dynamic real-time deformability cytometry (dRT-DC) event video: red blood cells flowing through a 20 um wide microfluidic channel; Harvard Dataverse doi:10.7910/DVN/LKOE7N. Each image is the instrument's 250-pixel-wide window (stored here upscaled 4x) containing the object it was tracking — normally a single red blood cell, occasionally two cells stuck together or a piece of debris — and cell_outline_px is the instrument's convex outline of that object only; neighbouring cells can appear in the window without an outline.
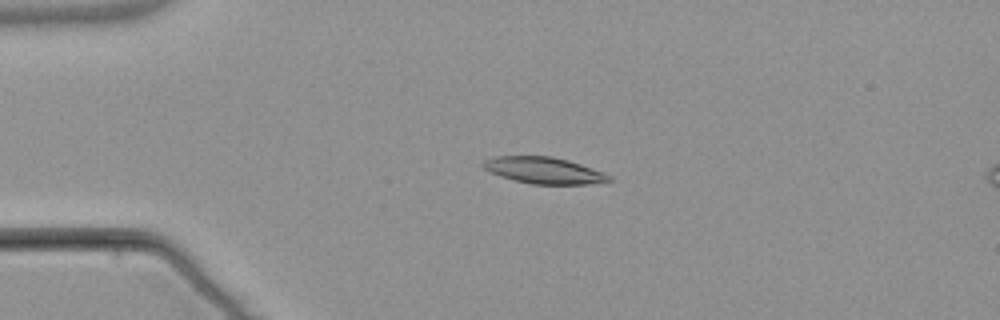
{"species": "common noctule bat (a hibernating species)", "species_latin": "Nyctalus noctula", "temperature_condition": "warm", "stored_images_in_passage": 3, "camera_frame_rate_fps": 3000, "um_per_image_px": 0.085, "animal": {"sex": "male", "body_mass_g": 21.5, "forearm_length_mm": 52.0}, "frame": {"image": 1, "passage_image": 1, "time_ms": 0.0, "image_size_px": [1000, 320], "cell_outline_px": [[612, 180], [588, 184], [532, 184], [500, 176], [484, 168], [480, 164], [484, 160], [492, 156], [552, 156], [568, 160], [580, 164], [612, 176]], "centroid_in_image_um": [46.2, 14.47], "position_along_channel_um": 38.8, "area_um2": 19.25}}